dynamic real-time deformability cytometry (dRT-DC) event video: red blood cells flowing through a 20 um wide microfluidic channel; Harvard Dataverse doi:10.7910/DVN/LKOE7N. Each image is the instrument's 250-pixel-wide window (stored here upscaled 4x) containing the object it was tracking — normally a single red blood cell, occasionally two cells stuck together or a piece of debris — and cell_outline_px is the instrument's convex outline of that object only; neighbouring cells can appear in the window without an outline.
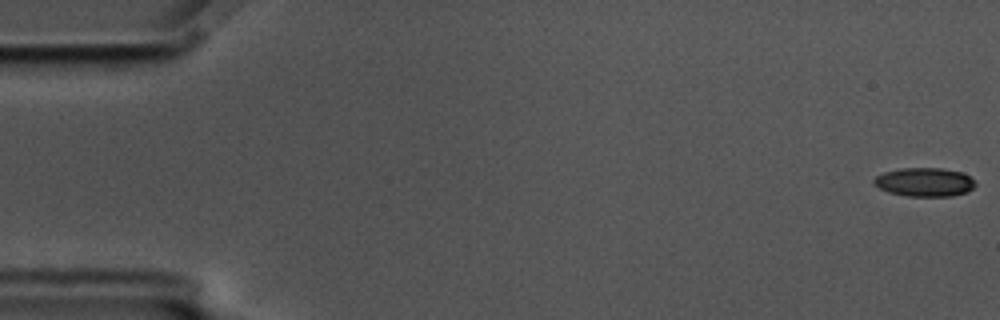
{"species": "common noctule bat (a hibernating species)", "species_latin": "Nyctalus noctula", "temperature_condition": "cold", "stored_images_in_passage": 14, "camera_frame_rate_fps": 3000, "um_per_image_px": 0.085, "animal": {"sex": "male", "body_mass_g": 17.5, "forearm_length_mm": 52.3}, "frame": {"image": 1, "passage_image": 1, "time_ms": 0.0, "image_size_px": [1000, 320], "cell_outline_px": [[976, 184], [968, 192], [952, 196], [908, 196], [888, 192], [872, 184], [872, 180], [876, 176], [884, 172], [900, 168], [940, 168], [960, 172], [968, 176]], "centroid_in_image_um": [78.54, 15.48], "position_along_channel_um": 6.5, "area_um2": 16.94}}